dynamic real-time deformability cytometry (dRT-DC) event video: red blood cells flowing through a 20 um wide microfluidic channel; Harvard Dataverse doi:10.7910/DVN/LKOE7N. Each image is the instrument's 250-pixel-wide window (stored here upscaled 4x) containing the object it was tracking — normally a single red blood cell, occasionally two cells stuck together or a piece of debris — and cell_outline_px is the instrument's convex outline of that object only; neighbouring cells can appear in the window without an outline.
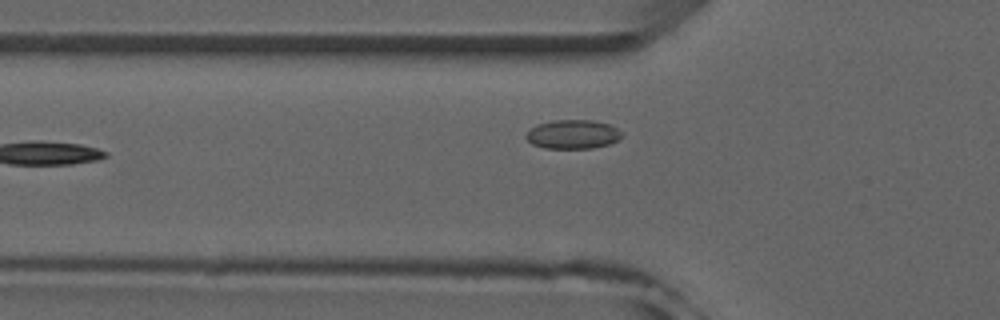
{"species": "common noctule bat (a hibernating species)", "species_latin": "Nyctalus noctula", "temperature_condition": "room temperature", "stored_images_in_passage": 35, "camera_frame_rate_fps": 3000, "um_per_image_px": 0.085, "animal": {"sex": "male", "forearm_length_mm": 52.5}, "frame": {"image": 1, "passage_image": 6, "time_ms": 1.667, "image_size_px": [1000, 320], "cell_outline_px": [[620, 140], [608, 144], [592, 148], [544, 148], [532, 144], [524, 136], [536, 124], [552, 120], [592, 120], [608, 124], [616, 128], [620, 132]], "centroid_in_image_um": [48.66, 11.41], "position_along_channel_um": 77.1, "area_um2": 16.07}}
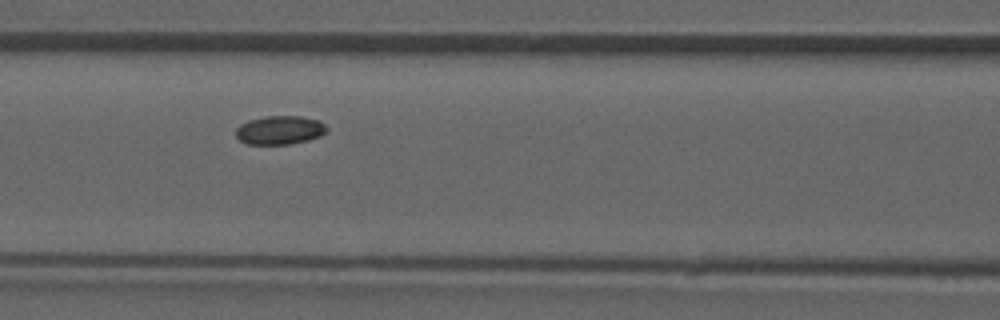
{"frame": {"image": 2, "passage_image": 11, "time_ms": 3.333, "image_size_px": [1000, 320], "cell_outline_px": [[328, 132], [320, 136], [308, 140], [288, 144], [248, 144], [240, 140], [236, 136], [236, 128], [240, 124], [248, 120], [264, 116], [300, 116], [320, 120], [328, 128]], "centroid_in_image_um": [23.8, 11.05], "position_along_channel_um": 142.8, "area_um2": 15.32}}